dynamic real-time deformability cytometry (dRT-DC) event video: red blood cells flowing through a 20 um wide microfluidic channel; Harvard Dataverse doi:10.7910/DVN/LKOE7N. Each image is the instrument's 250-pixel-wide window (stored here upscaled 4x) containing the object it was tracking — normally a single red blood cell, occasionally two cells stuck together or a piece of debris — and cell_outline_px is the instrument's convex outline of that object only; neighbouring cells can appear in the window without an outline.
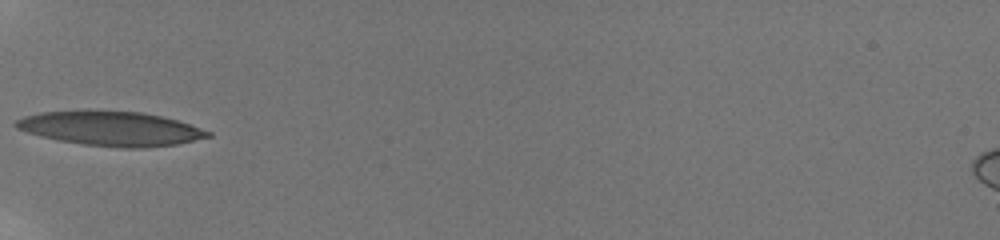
{"species": "human", "species_latin": "Homo sapiens", "temperature_condition": "room temperature", "stored_images_in_passage": 34, "camera_frame_rate_fps": 3000, "um_per_image_px": 0.085, "donor": {"sex": "male"}, "frame": {"image": 1, "passage_image": 1, "time_ms": 0.0, "image_size_px": [1000, 240], "cell_outline_px": [[212, 136], [176, 144], [144, 148], [120, 148], [84, 144], [60, 140], [40, 136], [16, 128], [12, 124], [16, 120], [24, 116], [40, 112], [140, 112], [160, 116], [176, 120], [212, 132]], "centroid_in_image_um": [9.43, 10.95], "position_along_channel_um": 75.6, "area_um2": 37.57}}
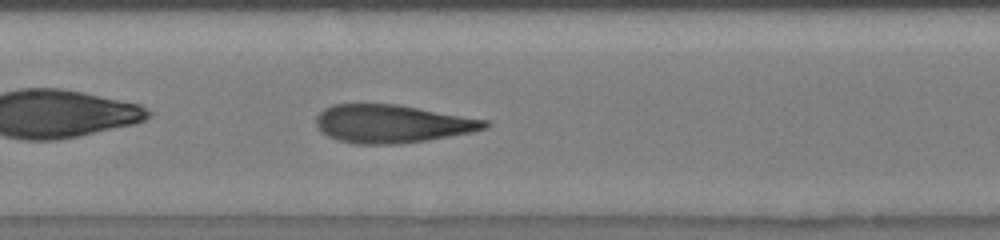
{"frame": {"image": 2, "passage_image": 9, "time_ms": 2.667, "image_size_px": [1000, 240], "cell_outline_px": [[492, 124], [488, 128], [472, 132], [428, 140], [400, 144], [356, 144], [336, 140], [320, 132], [316, 124], [316, 116], [324, 108], [332, 104], [396, 104], [488, 120]], "centroid_in_image_um": [33.32, 10.53], "position_along_channel_um": 174.1, "area_um2": 37.69}}
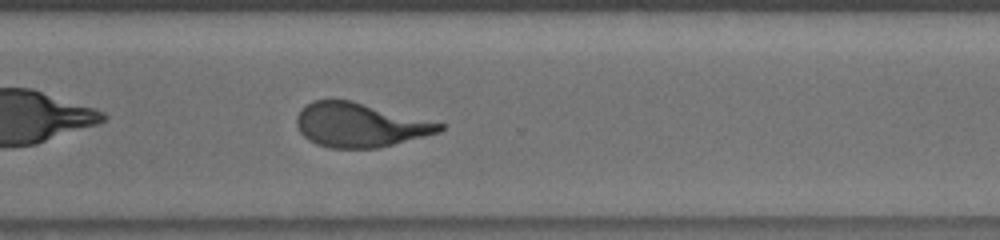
{"frame": {"image": 3, "passage_image": 22, "time_ms": 7.0, "image_size_px": [1000, 240], "cell_outline_px": [[444, 128], [440, 132], [376, 148], [332, 148], [316, 144], [308, 140], [300, 132], [296, 124], [296, 116], [300, 108], [312, 100], [352, 100], [444, 124]], "centroid_in_image_um": [30.53, 10.61], "position_along_channel_um": 340.1, "area_um2": 36.59}, "authors_computed_cell_mechanics": {"area_um2": 37.7434, "velocity_mm_per_s": 3.8405, "shape_relaxation_time_tau1_ms": 6.3372, "shape_relaxation_time_tau2_ms": 1.0578, "deformation_change_tau1": 0.2448, "deformation_change_tau2": 0.0874}}